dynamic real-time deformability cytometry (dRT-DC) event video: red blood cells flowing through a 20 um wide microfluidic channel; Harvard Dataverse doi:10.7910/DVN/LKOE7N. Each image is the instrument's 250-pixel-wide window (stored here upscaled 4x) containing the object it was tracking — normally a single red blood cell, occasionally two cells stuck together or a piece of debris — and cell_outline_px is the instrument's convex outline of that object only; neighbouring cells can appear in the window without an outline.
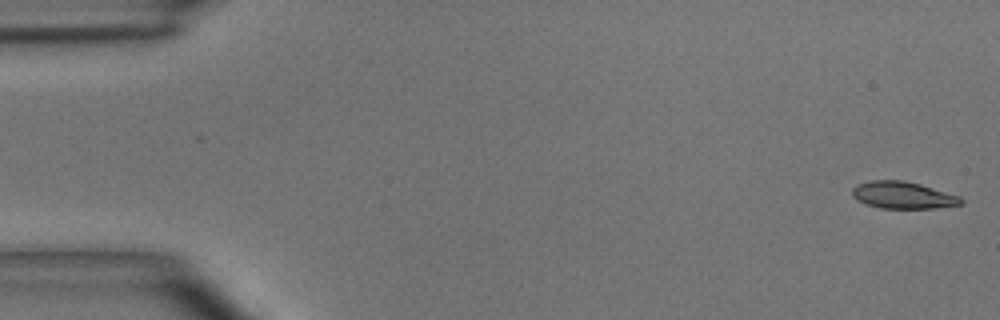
{"species": "common noctule bat (a hibernating species)", "species_latin": "Nyctalus noctula", "temperature_condition": "room temperature", "stored_images_in_passage": 49, "camera_frame_rate_fps": 3000, "um_per_image_px": 0.085, "animal": {"sex": "male", "body_mass_g": 15.6}, "frame": {"image": 1, "passage_image": 1, "time_ms": 0.0, "image_size_px": [1000, 320], "cell_outline_px": [[964, 204], [936, 208], [880, 208], [856, 200], [852, 196], [852, 188], [856, 184], [872, 180], [904, 180], [920, 184], [960, 196], [964, 200]], "centroid_in_image_um": [76.75, 16.58], "position_along_channel_um": 8.2, "area_um2": 17.22}}
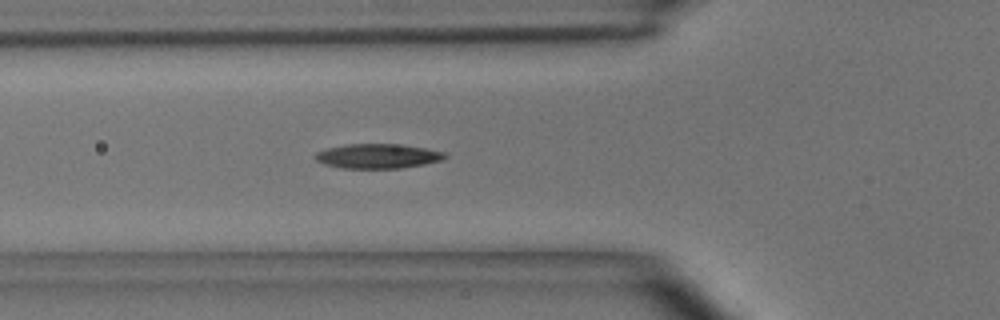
{"frame": {"image": 2, "passage_image": 17, "time_ms": 5.333, "image_size_px": [1000, 320], "cell_outline_px": [[448, 156], [444, 160], [424, 164], [400, 168], [340, 168], [324, 164], [316, 160], [312, 156], [316, 152], [324, 148], [348, 144], [404, 144], [444, 152]], "centroid_in_image_um": [32.08, 13.26], "position_along_channel_um": 93.7, "area_um2": 18.79}}
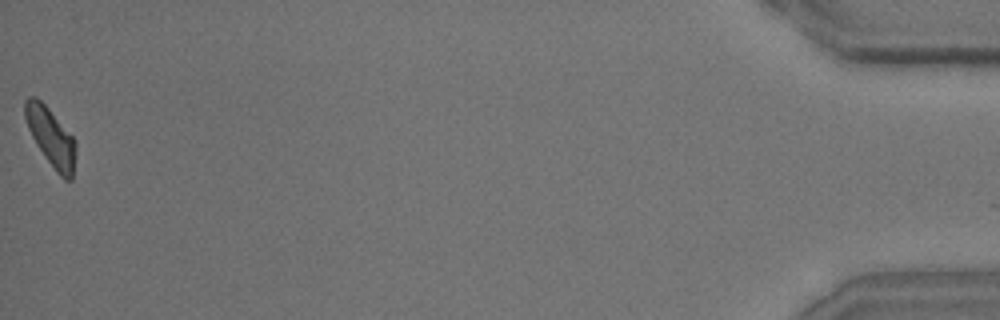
{"frame": {"image": 3, "passage_image": 49, "time_ms": 16.0, "image_size_px": [1000, 320], "cell_outline_px": [[76, 152], [72, 180], [64, 180], [56, 172], [44, 156], [32, 136], [28, 128], [24, 116], [24, 100], [28, 96], [36, 96], [48, 108], [76, 140]], "centroid_in_image_um": [4.33, 11.66], "position_along_channel_um": 430.9, "area_um2": 17.28}, "authors_computed_cell_mechanics": {"area_um2": 17.6868, "velocity_mm_per_s": 4.0582, "shape_relaxation_time_tau1_ms": 3.3099, "shape_relaxation_time_tau2_ms": 5.0217, "deformation_change_tau1": 0.1295, "deformation_change_tau2": 0.0898}}